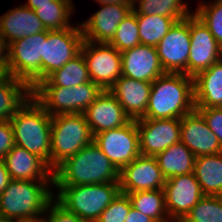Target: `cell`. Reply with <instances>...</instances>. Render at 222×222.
I'll list each match as a JSON object with an SVG mask.
<instances>
[{
  "label": "cell",
  "mask_w": 222,
  "mask_h": 222,
  "mask_svg": "<svg viewBox=\"0 0 222 222\" xmlns=\"http://www.w3.org/2000/svg\"><path fill=\"white\" fill-rule=\"evenodd\" d=\"M136 17L140 44L154 47L166 36L176 22L174 18L162 15L136 14Z\"/></svg>",
  "instance_id": "obj_30"
},
{
  "label": "cell",
  "mask_w": 222,
  "mask_h": 222,
  "mask_svg": "<svg viewBox=\"0 0 222 222\" xmlns=\"http://www.w3.org/2000/svg\"><path fill=\"white\" fill-rule=\"evenodd\" d=\"M52 116L31 95L10 119L15 145L40 157L50 167Z\"/></svg>",
  "instance_id": "obj_4"
},
{
  "label": "cell",
  "mask_w": 222,
  "mask_h": 222,
  "mask_svg": "<svg viewBox=\"0 0 222 222\" xmlns=\"http://www.w3.org/2000/svg\"><path fill=\"white\" fill-rule=\"evenodd\" d=\"M15 146L10 120L0 121V159H3Z\"/></svg>",
  "instance_id": "obj_39"
},
{
  "label": "cell",
  "mask_w": 222,
  "mask_h": 222,
  "mask_svg": "<svg viewBox=\"0 0 222 222\" xmlns=\"http://www.w3.org/2000/svg\"><path fill=\"white\" fill-rule=\"evenodd\" d=\"M7 74L0 69V81L6 76Z\"/></svg>",
  "instance_id": "obj_45"
},
{
  "label": "cell",
  "mask_w": 222,
  "mask_h": 222,
  "mask_svg": "<svg viewBox=\"0 0 222 222\" xmlns=\"http://www.w3.org/2000/svg\"><path fill=\"white\" fill-rule=\"evenodd\" d=\"M138 1V9L136 3ZM183 0H135L132 11L135 14L162 15L181 21L191 13ZM189 11V12H188Z\"/></svg>",
  "instance_id": "obj_32"
},
{
  "label": "cell",
  "mask_w": 222,
  "mask_h": 222,
  "mask_svg": "<svg viewBox=\"0 0 222 222\" xmlns=\"http://www.w3.org/2000/svg\"><path fill=\"white\" fill-rule=\"evenodd\" d=\"M91 81L87 64L82 53L64 66L53 71L37 85H54L62 87H73Z\"/></svg>",
  "instance_id": "obj_28"
},
{
  "label": "cell",
  "mask_w": 222,
  "mask_h": 222,
  "mask_svg": "<svg viewBox=\"0 0 222 222\" xmlns=\"http://www.w3.org/2000/svg\"><path fill=\"white\" fill-rule=\"evenodd\" d=\"M3 160L13 180L53 181V170L25 148L15 145Z\"/></svg>",
  "instance_id": "obj_21"
},
{
  "label": "cell",
  "mask_w": 222,
  "mask_h": 222,
  "mask_svg": "<svg viewBox=\"0 0 222 222\" xmlns=\"http://www.w3.org/2000/svg\"><path fill=\"white\" fill-rule=\"evenodd\" d=\"M180 141L195 157L222 152L217 136L210 130L203 116L195 109L181 118Z\"/></svg>",
  "instance_id": "obj_19"
},
{
  "label": "cell",
  "mask_w": 222,
  "mask_h": 222,
  "mask_svg": "<svg viewBox=\"0 0 222 222\" xmlns=\"http://www.w3.org/2000/svg\"><path fill=\"white\" fill-rule=\"evenodd\" d=\"M194 110L193 77L184 73H165L152 82L143 118L181 119Z\"/></svg>",
  "instance_id": "obj_3"
},
{
  "label": "cell",
  "mask_w": 222,
  "mask_h": 222,
  "mask_svg": "<svg viewBox=\"0 0 222 222\" xmlns=\"http://www.w3.org/2000/svg\"><path fill=\"white\" fill-rule=\"evenodd\" d=\"M3 159H0V194L6 189L11 181Z\"/></svg>",
  "instance_id": "obj_42"
},
{
  "label": "cell",
  "mask_w": 222,
  "mask_h": 222,
  "mask_svg": "<svg viewBox=\"0 0 222 222\" xmlns=\"http://www.w3.org/2000/svg\"><path fill=\"white\" fill-rule=\"evenodd\" d=\"M131 207L128 195L119 193L95 222H125Z\"/></svg>",
  "instance_id": "obj_36"
},
{
  "label": "cell",
  "mask_w": 222,
  "mask_h": 222,
  "mask_svg": "<svg viewBox=\"0 0 222 222\" xmlns=\"http://www.w3.org/2000/svg\"><path fill=\"white\" fill-rule=\"evenodd\" d=\"M190 52L188 76L195 77L222 59V47L217 43L208 27L194 13L189 15Z\"/></svg>",
  "instance_id": "obj_13"
},
{
  "label": "cell",
  "mask_w": 222,
  "mask_h": 222,
  "mask_svg": "<svg viewBox=\"0 0 222 222\" xmlns=\"http://www.w3.org/2000/svg\"><path fill=\"white\" fill-rule=\"evenodd\" d=\"M56 187L55 200L87 222H95L120 193L119 182Z\"/></svg>",
  "instance_id": "obj_5"
},
{
  "label": "cell",
  "mask_w": 222,
  "mask_h": 222,
  "mask_svg": "<svg viewBox=\"0 0 222 222\" xmlns=\"http://www.w3.org/2000/svg\"><path fill=\"white\" fill-rule=\"evenodd\" d=\"M190 45L188 16L181 21H176L156 46L165 73H184L188 76Z\"/></svg>",
  "instance_id": "obj_12"
},
{
  "label": "cell",
  "mask_w": 222,
  "mask_h": 222,
  "mask_svg": "<svg viewBox=\"0 0 222 222\" xmlns=\"http://www.w3.org/2000/svg\"><path fill=\"white\" fill-rule=\"evenodd\" d=\"M83 42L80 23L62 30H47L43 49V80L79 55Z\"/></svg>",
  "instance_id": "obj_11"
},
{
  "label": "cell",
  "mask_w": 222,
  "mask_h": 222,
  "mask_svg": "<svg viewBox=\"0 0 222 222\" xmlns=\"http://www.w3.org/2000/svg\"><path fill=\"white\" fill-rule=\"evenodd\" d=\"M181 222H222V196H204Z\"/></svg>",
  "instance_id": "obj_33"
},
{
  "label": "cell",
  "mask_w": 222,
  "mask_h": 222,
  "mask_svg": "<svg viewBox=\"0 0 222 222\" xmlns=\"http://www.w3.org/2000/svg\"><path fill=\"white\" fill-rule=\"evenodd\" d=\"M139 134V148L142 156L155 157L171 145L180 141L181 119L136 120Z\"/></svg>",
  "instance_id": "obj_14"
},
{
  "label": "cell",
  "mask_w": 222,
  "mask_h": 222,
  "mask_svg": "<svg viewBox=\"0 0 222 222\" xmlns=\"http://www.w3.org/2000/svg\"><path fill=\"white\" fill-rule=\"evenodd\" d=\"M109 44L115 47L119 52L140 45L137 17L133 11L118 25Z\"/></svg>",
  "instance_id": "obj_34"
},
{
  "label": "cell",
  "mask_w": 222,
  "mask_h": 222,
  "mask_svg": "<svg viewBox=\"0 0 222 222\" xmlns=\"http://www.w3.org/2000/svg\"><path fill=\"white\" fill-rule=\"evenodd\" d=\"M92 141L93 135L83 113L52 116L50 168L54 170Z\"/></svg>",
  "instance_id": "obj_7"
},
{
  "label": "cell",
  "mask_w": 222,
  "mask_h": 222,
  "mask_svg": "<svg viewBox=\"0 0 222 222\" xmlns=\"http://www.w3.org/2000/svg\"><path fill=\"white\" fill-rule=\"evenodd\" d=\"M125 222H155V221L152 218L144 215L143 213L131 207L125 219Z\"/></svg>",
  "instance_id": "obj_41"
},
{
  "label": "cell",
  "mask_w": 222,
  "mask_h": 222,
  "mask_svg": "<svg viewBox=\"0 0 222 222\" xmlns=\"http://www.w3.org/2000/svg\"><path fill=\"white\" fill-rule=\"evenodd\" d=\"M163 191L166 210L171 222H181L204 197L194 173L167 179Z\"/></svg>",
  "instance_id": "obj_15"
},
{
  "label": "cell",
  "mask_w": 222,
  "mask_h": 222,
  "mask_svg": "<svg viewBox=\"0 0 222 222\" xmlns=\"http://www.w3.org/2000/svg\"><path fill=\"white\" fill-rule=\"evenodd\" d=\"M31 95L25 81L7 74L0 81V121L10 120Z\"/></svg>",
  "instance_id": "obj_27"
},
{
  "label": "cell",
  "mask_w": 222,
  "mask_h": 222,
  "mask_svg": "<svg viewBox=\"0 0 222 222\" xmlns=\"http://www.w3.org/2000/svg\"><path fill=\"white\" fill-rule=\"evenodd\" d=\"M93 141L119 171L141 155L136 120L97 133Z\"/></svg>",
  "instance_id": "obj_9"
},
{
  "label": "cell",
  "mask_w": 222,
  "mask_h": 222,
  "mask_svg": "<svg viewBox=\"0 0 222 222\" xmlns=\"http://www.w3.org/2000/svg\"><path fill=\"white\" fill-rule=\"evenodd\" d=\"M152 83L138 81L121 75L108 89L132 120L145 116Z\"/></svg>",
  "instance_id": "obj_22"
},
{
  "label": "cell",
  "mask_w": 222,
  "mask_h": 222,
  "mask_svg": "<svg viewBox=\"0 0 222 222\" xmlns=\"http://www.w3.org/2000/svg\"><path fill=\"white\" fill-rule=\"evenodd\" d=\"M100 5L104 4H123L134 6L135 0H96Z\"/></svg>",
  "instance_id": "obj_43"
},
{
  "label": "cell",
  "mask_w": 222,
  "mask_h": 222,
  "mask_svg": "<svg viewBox=\"0 0 222 222\" xmlns=\"http://www.w3.org/2000/svg\"><path fill=\"white\" fill-rule=\"evenodd\" d=\"M92 81L73 87L36 85L32 96L51 115L83 113L102 93Z\"/></svg>",
  "instance_id": "obj_6"
},
{
  "label": "cell",
  "mask_w": 222,
  "mask_h": 222,
  "mask_svg": "<svg viewBox=\"0 0 222 222\" xmlns=\"http://www.w3.org/2000/svg\"><path fill=\"white\" fill-rule=\"evenodd\" d=\"M193 79L195 108L222 107V59Z\"/></svg>",
  "instance_id": "obj_24"
},
{
  "label": "cell",
  "mask_w": 222,
  "mask_h": 222,
  "mask_svg": "<svg viewBox=\"0 0 222 222\" xmlns=\"http://www.w3.org/2000/svg\"><path fill=\"white\" fill-rule=\"evenodd\" d=\"M53 181L11 180L0 194V222H38L54 199ZM40 215V216H39Z\"/></svg>",
  "instance_id": "obj_2"
},
{
  "label": "cell",
  "mask_w": 222,
  "mask_h": 222,
  "mask_svg": "<svg viewBox=\"0 0 222 222\" xmlns=\"http://www.w3.org/2000/svg\"><path fill=\"white\" fill-rule=\"evenodd\" d=\"M47 31L34 10L21 5L0 16V33L8 42Z\"/></svg>",
  "instance_id": "obj_23"
},
{
  "label": "cell",
  "mask_w": 222,
  "mask_h": 222,
  "mask_svg": "<svg viewBox=\"0 0 222 222\" xmlns=\"http://www.w3.org/2000/svg\"><path fill=\"white\" fill-rule=\"evenodd\" d=\"M155 158L166 180L194 171L196 157L181 141L157 154Z\"/></svg>",
  "instance_id": "obj_26"
},
{
  "label": "cell",
  "mask_w": 222,
  "mask_h": 222,
  "mask_svg": "<svg viewBox=\"0 0 222 222\" xmlns=\"http://www.w3.org/2000/svg\"><path fill=\"white\" fill-rule=\"evenodd\" d=\"M164 178L155 157L140 155L119 171L120 193L163 190Z\"/></svg>",
  "instance_id": "obj_16"
},
{
  "label": "cell",
  "mask_w": 222,
  "mask_h": 222,
  "mask_svg": "<svg viewBox=\"0 0 222 222\" xmlns=\"http://www.w3.org/2000/svg\"><path fill=\"white\" fill-rule=\"evenodd\" d=\"M201 3L193 13L204 22L222 47V0H214L209 4Z\"/></svg>",
  "instance_id": "obj_35"
},
{
  "label": "cell",
  "mask_w": 222,
  "mask_h": 222,
  "mask_svg": "<svg viewBox=\"0 0 222 222\" xmlns=\"http://www.w3.org/2000/svg\"><path fill=\"white\" fill-rule=\"evenodd\" d=\"M81 53L91 81L103 90H108L122 75L121 52L111 44L84 40Z\"/></svg>",
  "instance_id": "obj_10"
},
{
  "label": "cell",
  "mask_w": 222,
  "mask_h": 222,
  "mask_svg": "<svg viewBox=\"0 0 222 222\" xmlns=\"http://www.w3.org/2000/svg\"><path fill=\"white\" fill-rule=\"evenodd\" d=\"M85 23L80 24L85 41L109 43L121 21L132 12L131 5L104 4Z\"/></svg>",
  "instance_id": "obj_18"
},
{
  "label": "cell",
  "mask_w": 222,
  "mask_h": 222,
  "mask_svg": "<svg viewBox=\"0 0 222 222\" xmlns=\"http://www.w3.org/2000/svg\"><path fill=\"white\" fill-rule=\"evenodd\" d=\"M0 69L9 74V44L0 33Z\"/></svg>",
  "instance_id": "obj_40"
},
{
  "label": "cell",
  "mask_w": 222,
  "mask_h": 222,
  "mask_svg": "<svg viewBox=\"0 0 222 222\" xmlns=\"http://www.w3.org/2000/svg\"><path fill=\"white\" fill-rule=\"evenodd\" d=\"M119 182V170L92 141L53 170L54 186Z\"/></svg>",
  "instance_id": "obj_1"
},
{
  "label": "cell",
  "mask_w": 222,
  "mask_h": 222,
  "mask_svg": "<svg viewBox=\"0 0 222 222\" xmlns=\"http://www.w3.org/2000/svg\"><path fill=\"white\" fill-rule=\"evenodd\" d=\"M127 195L134 209L155 222H171L166 210L163 190L136 191Z\"/></svg>",
  "instance_id": "obj_29"
},
{
  "label": "cell",
  "mask_w": 222,
  "mask_h": 222,
  "mask_svg": "<svg viewBox=\"0 0 222 222\" xmlns=\"http://www.w3.org/2000/svg\"><path fill=\"white\" fill-rule=\"evenodd\" d=\"M71 0H52V4L36 5L34 10L47 30H62L72 27L70 25L74 7Z\"/></svg>",
  "instance_id": "obj_31"
},
{
  "label": "cell",
  "mask_w": 222,
  "mask_h": 222,
  "mask_svg": "<svg viewBox=\"0 0 222 222\" xmlns=\"http://www.w3.org/2000/svg\"><path fill=\"white\" fill-rule=\"evenodd\" d=\"M44 4H52V0H28V4H24V6L32 10H36V5Z\"/></svg>",
  "instance_id": "obj_44"
},
{
  "label": "cell",
  "mask_w": 222,
  "mask_h": 222,
  "mask_svg": "<svg viewBox=\"0 0 222 222\" xmlns=\"http://www.w3.org/2000/svg\"><path fill=\"white\" fill-rule=\"evenodd\" d=\"M121 58L125 77L152 83L165 74L154 46L140 44L121 52Z\"/></svg>",
  "instance_id": "obj_20"
},
{
  "label": "cell",
  "mask_w": 222,
  "mask_h": 222,
  "mask_svg": "<svg viewBox=\"0 0 222 222\" xmlns=\"http://www.w3.org/2000/svg\"><path fill=\"white\" fill-rule=\"evenodd\" d=\"M45 212L46 214L48 213V217L44 218L42 216L40 219L41 222H87L76 214L66 210L55 198L49 203Z\"/></svg>",
  "instance_id": "obj_37"
},
{
  "label": "cell",
  "mask_w": 222,
  "mask_h": 222,
  "mask_svg": "<svg viewBox=\"0 0 222 222\" xmlns=\"http://www.w3.org/2000/svg\"><path fill=\"white\" fill-rule=\"evenodd\" d=\"M193 173L204 196H222V152L196 157Z\"/></svg>",
  "instance_id": "obj_25"
},
{
  "label": "cell",
  "mask_w": 222,
  "mask_h": 222,
  "mask_svg": "<svg viewBox=\"0 0 222 222\" xmlns=\"http://www.w3.org/2000/svg\"><path fill=\"white\" fill-rule=\"evenodd\" d=\"M83 114L92 135L122 127L132 120L109 90H103Z\"/></svg>",
  "instance_id": "obj_17"
},
{
  "label": "cell",
  "mask_w": 222,
  "mask_h": 222,
  "mask_svg": "<svg viewBox=\"0 0 222 222\" xmlns=\"http://www.w3.org/2000/svg\"><path fill=\"white\" fill-rule=\"evenodd\" d=\"M195 109L203 116L210 130L217 136L222 147V107Z\"/></svg>",
  "instance_id": "obj_38"
},
{
  "label": "cell",
  "mask_w": 222,
  "mask_h": 222,
  "mask_svg": "<svg viewBox=\"0 0 222 222\" xmlns=\"http://www.w3.org/2000/svg\"><path fill=\"white\" fill-rule=\"evenodd\" d=\"M46 31L17 39L9 44V75L33 89L43 80V49Z\"/></svg>",
  "instance_id": "obj_8"
}]
</instances>
